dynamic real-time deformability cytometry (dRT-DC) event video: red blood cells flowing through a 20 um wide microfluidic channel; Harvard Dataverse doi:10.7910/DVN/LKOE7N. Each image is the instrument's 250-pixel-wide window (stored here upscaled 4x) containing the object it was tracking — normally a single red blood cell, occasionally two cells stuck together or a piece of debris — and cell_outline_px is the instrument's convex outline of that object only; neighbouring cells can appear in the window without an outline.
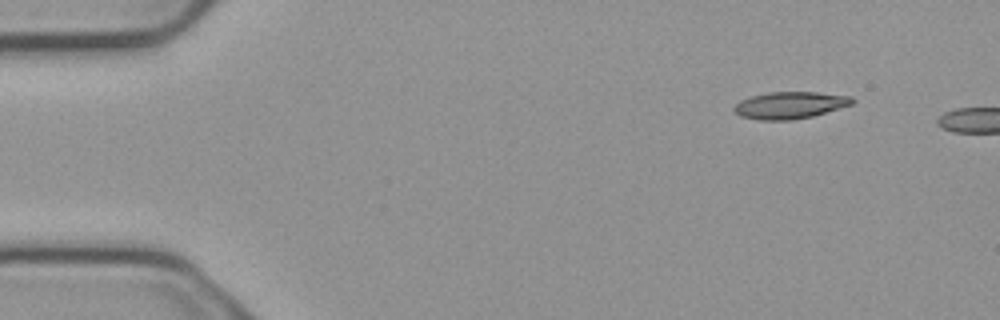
{"species": "common noctule bat (a hibernating species)", "species_latin": "Nyctalus noctula", "temperature_condition": "cold", "stored_images_in_passage": 2, "camera_frame_rate_fps": 3000, "um_per_image_px": 0.085, "animal": {"sex": "male", "body_mass_g": 23.1, "forearm_length_mm": 52.7}, "frame": {"image": 1, "passage_image": 1, "time_ms": 0.0, "image_size_px": [1000, 320], "cell_outline_px": [[856, 100], [852, 104], [812, 116], [792, 120], [760, 120], [740, 116], [732, 108], [740, 100], [752, 96], [768, 92], [816, 92], [852, 96]], "centroid_in_image_um": [67.14, 8.94], "position_along_channel_um": 17.9, "area_um2": 18.5}}